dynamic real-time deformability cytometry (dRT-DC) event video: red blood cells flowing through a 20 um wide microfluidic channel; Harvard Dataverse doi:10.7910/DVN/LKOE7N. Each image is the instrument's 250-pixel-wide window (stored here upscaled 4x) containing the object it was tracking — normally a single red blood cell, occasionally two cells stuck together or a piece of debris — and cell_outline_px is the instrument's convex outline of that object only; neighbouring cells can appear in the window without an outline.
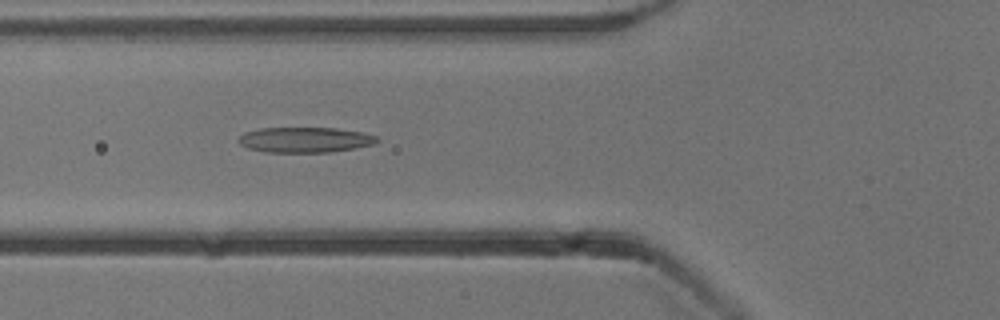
{"species": "common noctule bat (a hibernating species)", "species_latin": "Nyctalus noctula", "temperature_condition": "cold", "stored_images_in_passage": 41, "camera_frame_rate_fps": 3000, "um_per_image_px": 0.085, "animal": {"sex": "male", "body_mass_g": 13.3}, "frame": {"image": 1, "passage_image": 10, "time_ms": 3.0, "image_size_px": [1000, 320], "cell_outline_px": [[380, 140], [376, 144], [332, 152], [264, 152], [248, 148], [240, 144], [236, 140], [244, 132], [260, 128], [336, 128], [364, 132], [376, 136]], "centroid_in_image_um": [25.94, 11.88], "position_along_channel_um": 99.9, "area_um2": 20.63}}
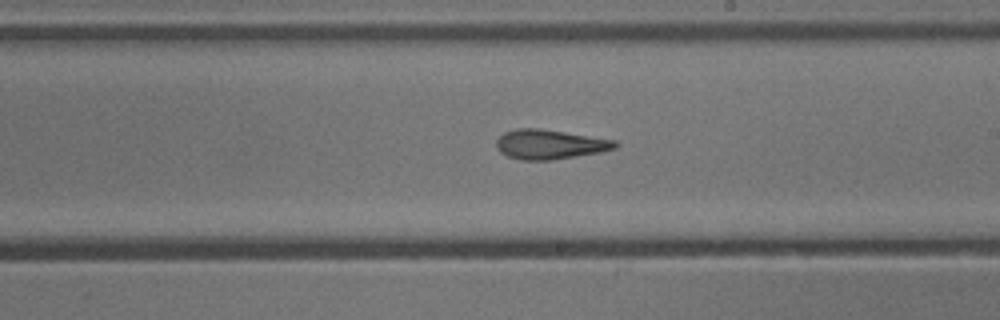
{"frame": {"image": 2, "passage_image": 21, "time_ms": 6.667, "image_size_px": [1000, 320], "cell_outline_px": [[620, 144], [616, 148], [600, 152], [552, 160], [520, 160], [508, 156], [500, 152], [496, 144], [496, 140], [504, 132], [516, 128], [540, 128], [616, 140]], "centroid_in_image_um": [46.74, 12.26], "position_along_channel_um": 242.3, "area_um2": 20.52}}
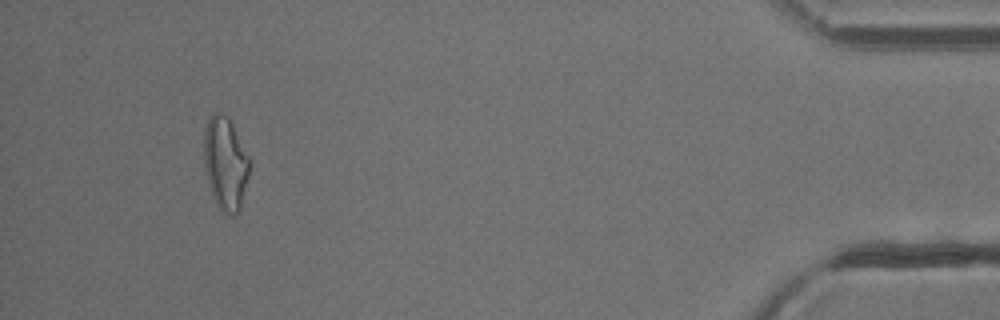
{"frame": {"image": 3, "passage_image": 40, "time_ms": 13.0, "image_size_px": [1000, 320], "cell_outline_px": [[248, 176], [240, 212], [232, 216], [228, 216], [216, 204], [212, 196], [208, 184], [204, 168], [204, 128], [212, 112], [220, 112], [228, 116], [248, 156]], "centroid_in_image_um": [19.13, 13.91], "position_along_channel_um": 416.1, "area_um2": 24.74}}